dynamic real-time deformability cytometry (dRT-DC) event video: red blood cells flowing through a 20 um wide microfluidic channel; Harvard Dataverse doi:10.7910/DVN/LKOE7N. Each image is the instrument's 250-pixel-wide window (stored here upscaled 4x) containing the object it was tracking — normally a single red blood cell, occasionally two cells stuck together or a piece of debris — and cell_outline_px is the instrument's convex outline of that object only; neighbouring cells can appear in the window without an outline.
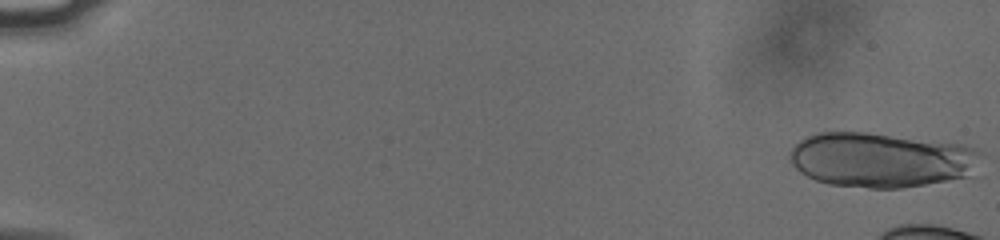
{"species": "human", "species_latin": "Homo sapiens", "temperature_condition": "cold", "stored_images_in_passage": 16, "camera_frame_rate_fps": 3000, "um_per_image_px": 0.085, "donor": {"sex": "male"}, "frame": {"image": 1, "passage_image": 1, "time_ms": 0.0, "image_size_px": [1000, 240], "cell_outline_px": [[984, 152], [972, 176], [900, 188], [868, 188], [828, 184], [816, 180], [800, 172], [788, 160], [788, 152], [804, 136], [816, 132], [868, 132], [964, 144], [980, 148]], "centroid_in_image_um": [74.92, 13.57], "position_along_channel_um": 10.1, "area_um2": 61.85}}